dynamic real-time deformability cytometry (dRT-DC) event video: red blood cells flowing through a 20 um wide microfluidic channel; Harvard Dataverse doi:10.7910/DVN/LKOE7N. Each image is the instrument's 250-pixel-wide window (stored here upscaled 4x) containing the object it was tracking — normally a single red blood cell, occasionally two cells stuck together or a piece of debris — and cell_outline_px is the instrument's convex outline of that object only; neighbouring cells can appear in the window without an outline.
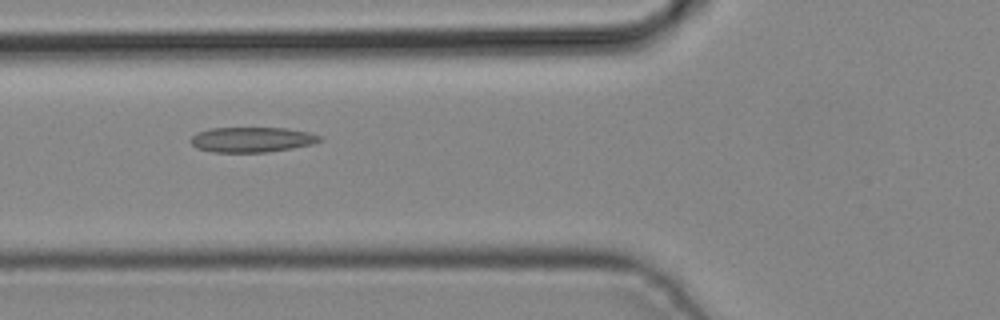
{"species": "common noctule bat (a hibernating species)", "species_latin": "Nyctalus noctula", "temperature_condition": "cold", "stored_images_in_passage": 3, "camera_frame_rate_fps": 3000, "um_per_image_px": 0.085, "animal": {"sex": "male", "body_mass_g": 19.2, "forearm_length_mm": 51.8}, "frame": {"image": 1, "passage_image": 3, "time_ms": 0.667, "image_size_px": [1000, 320], "cell_outline_px": [[324, 140], [312, 144], [292, 148], [268, 152], [212, 152], [196, 148], [188, 140], [196, 132], [208, 128], [288, 128], [308, 132], [320, 136]], "centroid_in_image_um": [21.38, 11.86], "position_along_channel_um": 104.4, "area_um2": 19.07}}